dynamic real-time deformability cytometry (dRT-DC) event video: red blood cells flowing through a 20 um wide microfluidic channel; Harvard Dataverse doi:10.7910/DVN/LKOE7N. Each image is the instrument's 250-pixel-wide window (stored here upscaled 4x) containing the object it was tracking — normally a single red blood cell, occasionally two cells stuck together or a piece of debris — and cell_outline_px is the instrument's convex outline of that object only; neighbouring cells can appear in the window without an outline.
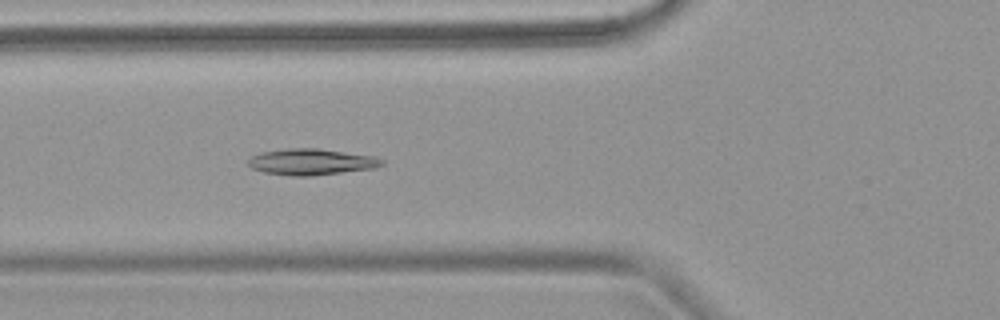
{"species": "common noctule bat (a hibernating species)", "species_latin": "Nyctalus noctula", "temperature_condition": "warm", "stored_images_in_passage": 4, "camera_frame_rate_fps": 3000, "um_per_image_px": 0.085, "animal": {"sex": "female", "body_mass_g": 18.4}, "frame": {"image": 1, "passage_image": 4, "time_ms": 3.333, "image_size_px": [1000, 320], "cell_outline_px": [[384, 164], [376, 168], [312, 176], [292, 176], [264, 172], [252, 168], [248, 164], [248, 160], [252, 156], [260, 152], [288, 148], [316, 148], [376, 156], [384, 160]], "centroid_in_image_um": [26.49, 13.76], "position_along_channel_um": 99.3, "area_um2": 20.52}}